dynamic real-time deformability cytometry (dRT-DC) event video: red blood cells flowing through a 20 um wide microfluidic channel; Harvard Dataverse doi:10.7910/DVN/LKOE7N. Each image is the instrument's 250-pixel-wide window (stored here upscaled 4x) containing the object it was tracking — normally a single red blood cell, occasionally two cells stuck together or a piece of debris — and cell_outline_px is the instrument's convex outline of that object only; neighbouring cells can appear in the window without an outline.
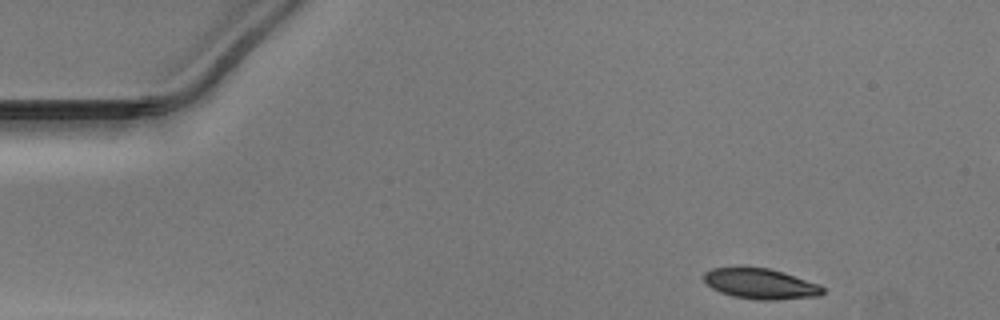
{"species": "Egyptian fruit bat (a non-hibernating species)", "species_latin": "Rousettus aegyptiacus", "temperature_condition": "warm", "stored_images_in_passage": 37, "camera_frame_rate_fps": 3000, "um_per_image_px": 0.085, "animal": {"sex": "male"}, "frame": {"image": 1, "passage_image": 1, "time_ms": 0.0, "image_size_px": [1000, 320], "cell_outline_px": [[824, 292], [820, 296], [776, 300], [760, 300], [732, 296], [720, 292], [712, 288], [704, 280], [704, 272], [712, 268], [740, 264], [744, 264], [768, 268], [784, 272], [820, 284], [824, 288]], "centroid_in_image_um": [64.62, 24.07], "position_along_channel_um": 20.4, "area_um2": 21.91}}
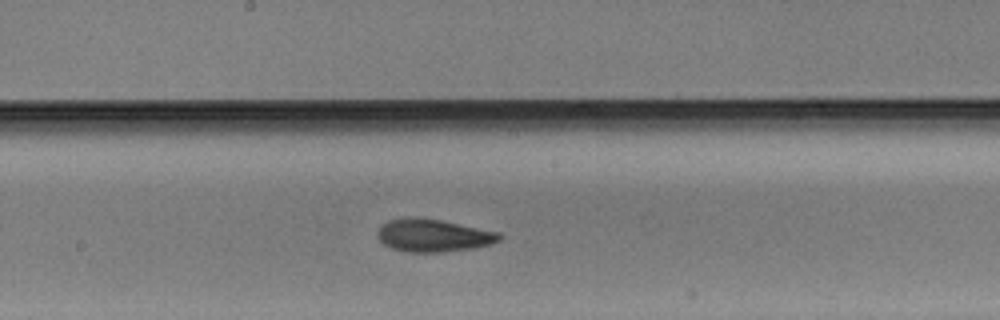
{"frame": {"image": 2, "passage_image": 22, "time_ms": 7.0, "image_size_px": [1000, 320], "cell_outline_px": [[504, 236], [500, 240], [492, 244], [476, 248], [444, 252], [404, 252], [392, 248], [384, 244], [376, 236], [376, 232], [388, 220], [408, 216], [416, 216], [440, 220], [500, 232]], "centroid_in_image_um": [36.85, 20.01], "position_along_channel_um": 211.4, "area_um2": 23.58}}
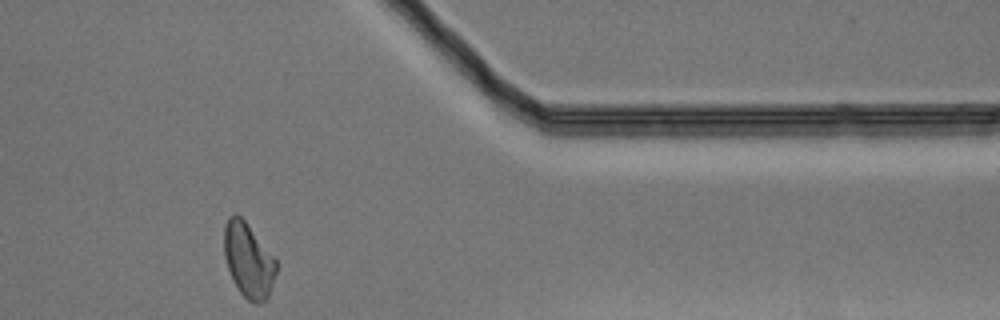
{"frame": {"image": 3, "passage_image": 37, "time_ms": 12.0, "image_size_px": [1000, 320], "cell_outline_px": [[276, 272], [268, 300], [260, 304], [256, 304], [248, 300], [240, 292], [232, 280], [224, 256], [224, 228], [228, 216], [236, 212], [244, 220], [276, 260]], "centroid_in_image_um": [21.1, 22.15], "position_along_channel_um": 390.3, "area_um2": 22.6}}